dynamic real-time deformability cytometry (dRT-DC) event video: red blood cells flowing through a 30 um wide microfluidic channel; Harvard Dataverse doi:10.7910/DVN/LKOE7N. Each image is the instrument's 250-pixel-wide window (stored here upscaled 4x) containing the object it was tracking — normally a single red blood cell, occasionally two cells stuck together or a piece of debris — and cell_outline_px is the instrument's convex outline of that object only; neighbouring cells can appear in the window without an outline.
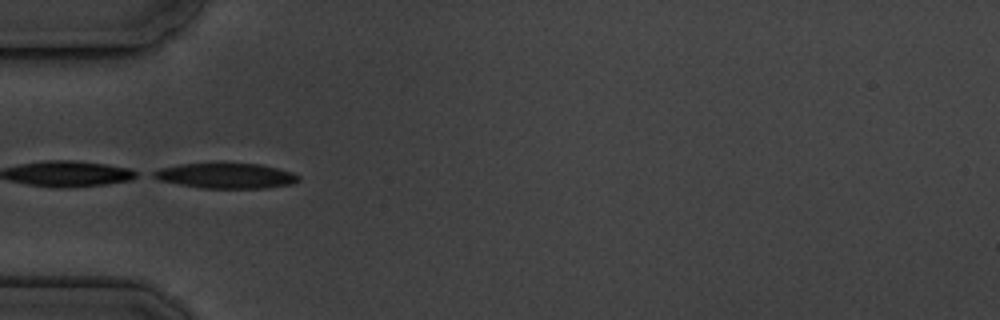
{"species": "common noctule bat (a hibernating species)", "species_latin": "Nyctalus noctula", "temperature_condition": "cold", "stored_images_in_passage": 11, "camera_frame_rate_fps": 3000, "um_per_image_px": 0.085, "animal": {"sex": "male", "body_mass_g": 19.5, "forearm_length_mm": 54.6}, "frame": {"image": 1, "passage_image": 1, "time_ms": 0.0, "image_size_px": [1000, 320], "cell_outline_px": [[300, 180], [292, 184], [268, 188], [200, 188], [156, 180], [148, 176], [152, 172], [160, 168], [180, 164], [260, 164], [292, 172], [300, 176]], "centroid_in_image_um": [19.16, 14.95], "position_along_channel_um": 65.8, "area_um2": 21.39}}
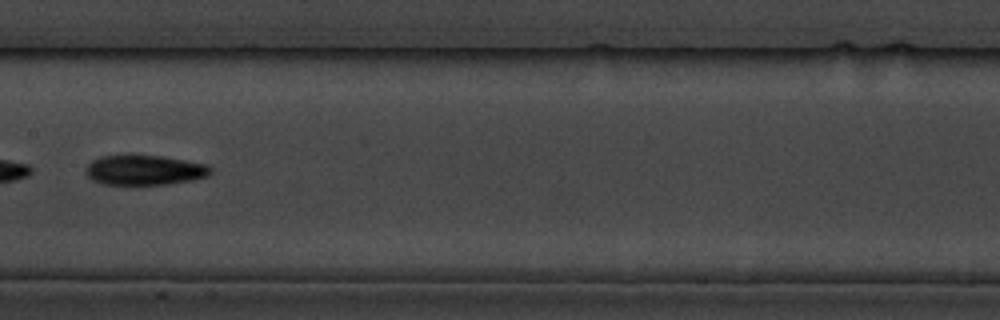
{"frame": {"image": 2, "passage_image": 4, "time_ms": 3.667, "image_size_px": [1000, 320], "cell_outline_px": [[212, 172], [208, 176], [192, 180], [168, 184], [104, 184], [92, 180], [84, 172], [84, 168], [92, 160], [100, 156], [160, 156], [208, 164], [212, 168]], "centroid_in_image_um": [12.29, 14.46], "position_along_channel_um": 195.1, "area_um2": 21.68}}
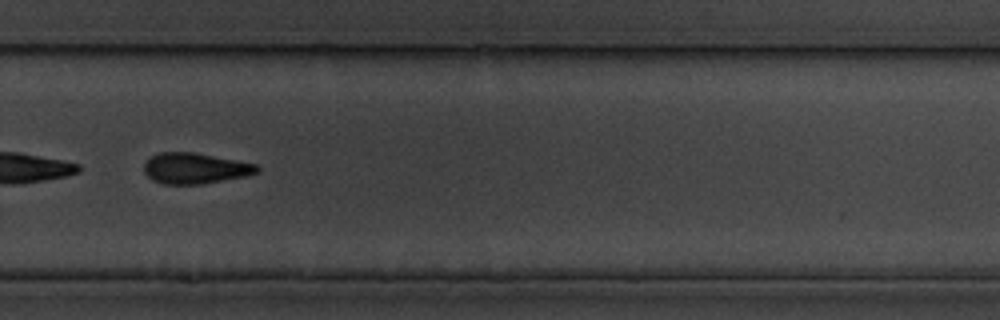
{"frame": {"image": 3, "passage_image": 7, "time_ms": 7.0, "image_size_px": [1000, 320], "cell_outline_px": [[260, 172], [248, 176], [200, 184], [164, 184], [152, 180], [144, 172], [144, 164], [152, 156], [160, 152], [192, 152], [256, 164], [260, 168]], "centroid_in_image_um": [16.6, 14.31], "position_along_channel_um": 313.2, "area_um2": 20.17}, "authors_computed_cell_mechanics": {"area_um2": 21.4438, "velocity_mm_per_s": 3.5596, "shape_relaxation_time_tau1_ms": 5.0641, "shape_relaxation_time_tau2_ms": null, "deformation_change_tau1": 0.1205, "deformation_change_tau2": null}}